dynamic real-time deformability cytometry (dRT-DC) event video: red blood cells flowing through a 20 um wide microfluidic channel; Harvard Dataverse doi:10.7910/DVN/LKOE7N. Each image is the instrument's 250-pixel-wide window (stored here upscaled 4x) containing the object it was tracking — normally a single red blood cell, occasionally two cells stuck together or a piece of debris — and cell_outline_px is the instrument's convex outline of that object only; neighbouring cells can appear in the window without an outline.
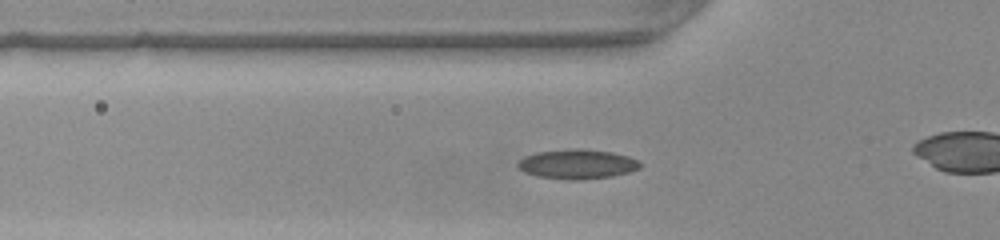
{"species": "common noctule bat (a hibernating species)", "species_latin": "Nyctalus noctula", "temperature_condition": "warm", "stored_images_in_passage": 37, "camera_frame_rate_fps": 3000, "um_per_image_px": 0.085, "animal": {"sex": "female", "body_mass_g": 22.0, "forearm_length_mm": 56.7}, "frame": {"image": 1, "passage_image": 12, "time_ms": 3.667, "image_size_px": [1000, 240], "cell_outline_px": [[644, 164], [640, 168], [628, 172], [612, 176], [580, 180], [568, 180], [536, 176], [524, 172], [516, 164], [524, 156], [536, 152], [576, 148], [612, 152], [628, 156]], "centroid_in_image_um": [49.06, 13.95], "position_along_channel_um": 76.7, "area_um2": 21.1}}
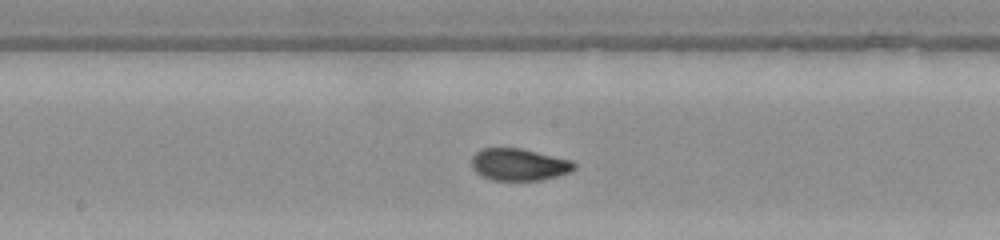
{"frame": {"image": 2, "passage_image": 21, "time_ms": 6.667, "image_size_px": [1000, 240], "cell_outline_px": [[576, 168], [572, 172], [540, 180], [492, 180], [476, 172], [472, 168], [472, 156], [476, 152], [484, 148], [520, 148], [572, 160], [576, 164]], "centroid_in_image_um": [44.14, 13.98], "position_along_channel_um": 204.1, "area_um2": 19.13}}
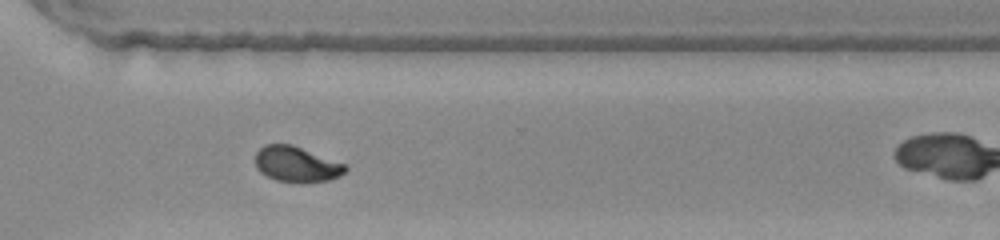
{"frame": {"image": 3, "passage_image": 31, "time_ms": 10.0, "image_size_px": [1000, 240], "cell_outline_px": [[348, 168], [340, 176], [332, 180], [304, 184], [296, 184], [276, 180], [260, 172], [256, 168], [256, 152], [264, 144], [292, 144], [344, 164]], "centroid_in_image_um": [25.2, 13.99], "position_along_channel_um": 345.4, "area_um2": 18.9}, "authors_computed_cell_mechanics": {"area_um2": 19.1318, "velocity_mm_per_s": 4.2348, "shape_relaxation_time_tau1_ms": null, "shape_relaxation_time_tau2_ms": 0.8767, "deformation_change_tau1": null, "deformation_change_tau2": 0.0547}}